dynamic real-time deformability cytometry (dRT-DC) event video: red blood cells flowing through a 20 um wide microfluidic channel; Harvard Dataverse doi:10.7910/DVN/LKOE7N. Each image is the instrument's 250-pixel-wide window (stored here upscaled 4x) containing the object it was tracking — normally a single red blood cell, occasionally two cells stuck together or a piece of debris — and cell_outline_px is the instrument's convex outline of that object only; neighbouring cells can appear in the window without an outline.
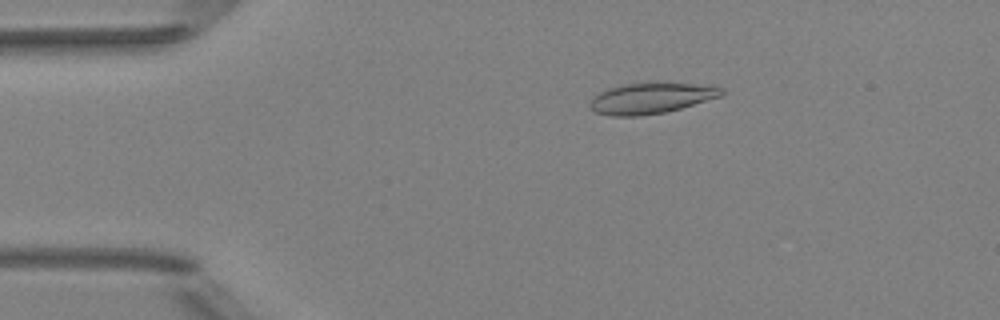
{"species": "Egyptian fruit bat (a non-hibernating species)", "species_latin": "Rousettus aegyptiacus", "temperature_condition": "room temperature", "stored_images_in_passage": 4, "camera_frame_rate_fps": 3000, "um_per_image_px": 0.085, "animal": {"sex": "female"}, "frame": {"image": 1, "passage_image": 2, "time_ms": 0.333, "image_size_px": [1000, 320], "cell_outline_px": [[724, 96], [680, 108], [664, 112], [636, 116], [612, 116], [596, 112], [588, 108], [588, 104], [600, 92], [608, 88], [624, 84], [656, 80], [692, 84], [724, 88]], "centroid_in_image_um": [55.35, 8.31], "position_along_channel_um": 29.6, "area_um2": 24.04}}